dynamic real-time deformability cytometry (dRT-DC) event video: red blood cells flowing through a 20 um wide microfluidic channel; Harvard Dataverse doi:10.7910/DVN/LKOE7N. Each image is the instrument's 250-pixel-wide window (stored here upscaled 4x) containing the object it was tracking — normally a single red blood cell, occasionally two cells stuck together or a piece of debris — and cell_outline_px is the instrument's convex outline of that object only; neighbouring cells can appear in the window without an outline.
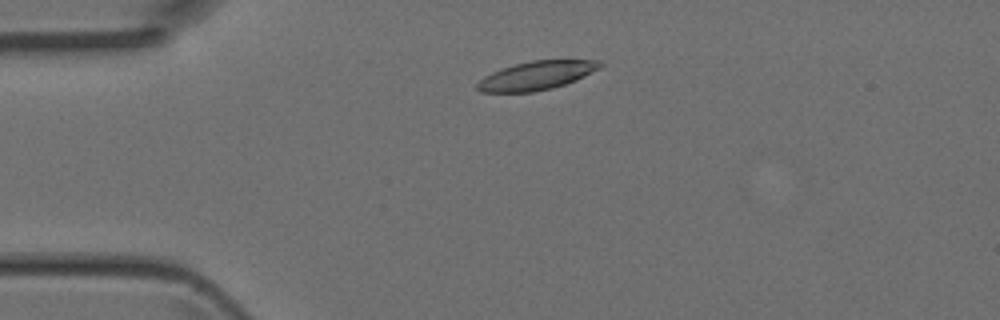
{"species": "Egyptian fruit bat (a non-hibernating species)", "species_latin": "Rousettus aegyptiacus", "temperature_condition": "room temperature", "stored_images_in_passage": 3, "camera_frame_rate_fps": 3000, "um_per_image_px": 0.085, "animal": {"sex": "female"}, "frame": {"image": 1, "passage_image": 2, "time_ms": 0.333, "image_size_px": [1000, 320], "cell_outline_px": [[604, 64], [600, 68], [576, 80], [552, 88], [532, 92], [480, 92], [476, 88], [476, 84], [484, 76], [500, 68], [532, 60], [600, 60]], "centroid_in_image_um": [45.59, 6.42], "position_along_channel_um": 39.4, "area_um2": 20.46}}